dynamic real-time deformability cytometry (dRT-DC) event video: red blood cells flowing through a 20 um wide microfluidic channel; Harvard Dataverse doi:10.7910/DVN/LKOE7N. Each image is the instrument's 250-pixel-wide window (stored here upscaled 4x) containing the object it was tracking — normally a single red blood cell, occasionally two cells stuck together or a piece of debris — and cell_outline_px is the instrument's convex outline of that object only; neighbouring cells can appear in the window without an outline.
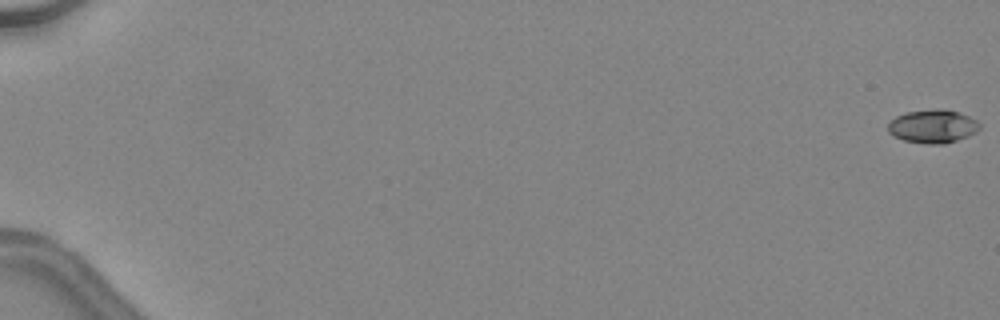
{"species": "common noctule bat (a hibernating species)", "species_latin": "Nyctalus noctula", "temperature_condition": "warm", "stored_images_in_passage": 49, "camera_frame_rate_fps": 3000, "um_per_image_px": 0.085, "animal": {"sex": "female", "body_mass_g": 24.6, "forearm_length_mm": 56.2}, "frame": {"image": 1, "passage_image": 1, "time_ms": 0.0, "image_size_px": [1000, 320], "cell_outline_px": [[980, 128], [976, 132], [968, 136], [944, 144], [928, 144], [904, 140], [892, 136], [888, 132], [888, 124], [896, 116], [904, 112], [936, 108], [940, 108], [960, 112], [976, 120], [980, 124]], "centroid_in_image_um": [79.28, 10.72], "position_along_channel_um": 5.7, "area_um2": 17.98}}
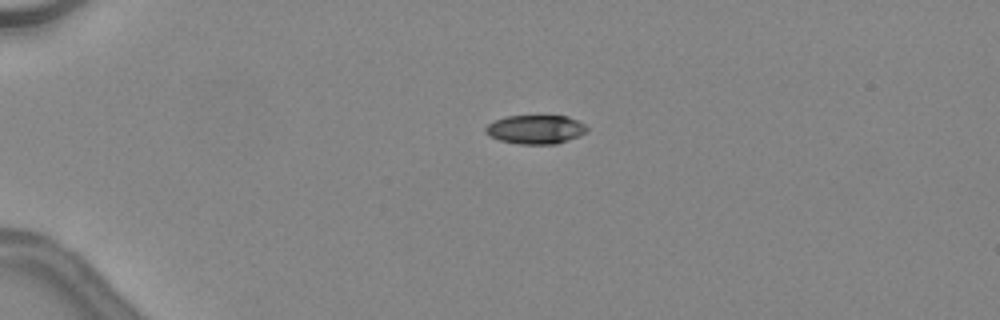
{"frame": {"image": 2, "passage_image": 14, "time_ms": 4.333, "image_size_px": [1000, 320], "cell_outline_px": [[588, 128], [580, 136], [556, 144], [520, 144], [500, 140], [488, 136], [484, 132], [484, 128], [488, 124], [496, 120], [508, 116], [568, 116], [584, 124]], "centroid_in_image_um": [45.5, 11.01], "position_along_channel_um": 39.5, "area_um2": 16.99}, "authors_computed_cell_mechanics": {"area_um2": 17.9758, "velocity_mm_per_s": 4.5479, "shape_relaxation_time_tau1_ms": 8.2825, "shape_relaxation_time_tau2_ms": null, "deformation_change_tau1": 0.2136, "deformation_change_tau2": null}}